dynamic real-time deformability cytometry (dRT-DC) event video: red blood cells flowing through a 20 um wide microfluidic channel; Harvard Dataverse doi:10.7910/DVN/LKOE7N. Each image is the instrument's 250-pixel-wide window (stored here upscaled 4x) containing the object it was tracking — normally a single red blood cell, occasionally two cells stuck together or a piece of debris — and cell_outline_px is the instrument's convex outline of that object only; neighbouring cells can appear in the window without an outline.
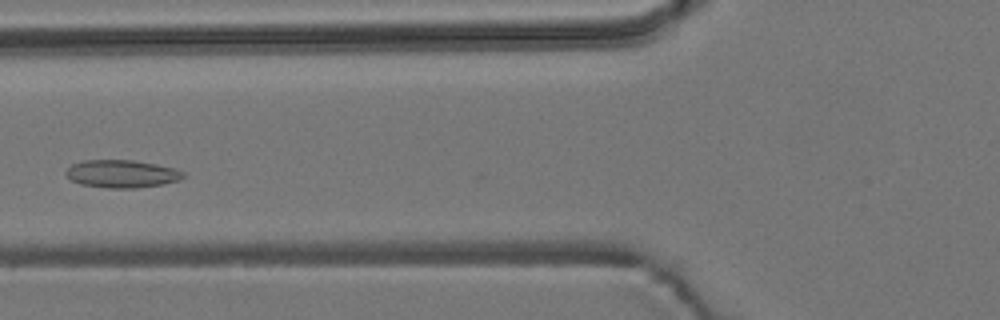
{"species": "common noctule bat (a hibernating species)", "species_latin": "Nyctalus noctula", "temperature_condition": "room temperature", "stored_images_in_passage": 7, "camera_frame_rate_fps": 3000, "um_per_image_px": 0.085, "animal": {"sex": "male", "body_mass_g": 19.2, "forearm_length_mm": 51.8}, "frame": {"image": 1, "passage_image": 5, "time_ms": 1.333, "image_size_px": [1000, 320], "cell_outline_px": [[184, 176], [180, 180], [164, 184], [136, 188], [108, 188], [80, 184], [72, 180], [64, 172], [72, 164], [84, 160], [132, 160], [156, 164], [176, 168], [184, 172]], "centroid_in_image_um": [10.38, 14.77], "position_along_channel_um": 115.4, "area_um2": 19.02}}
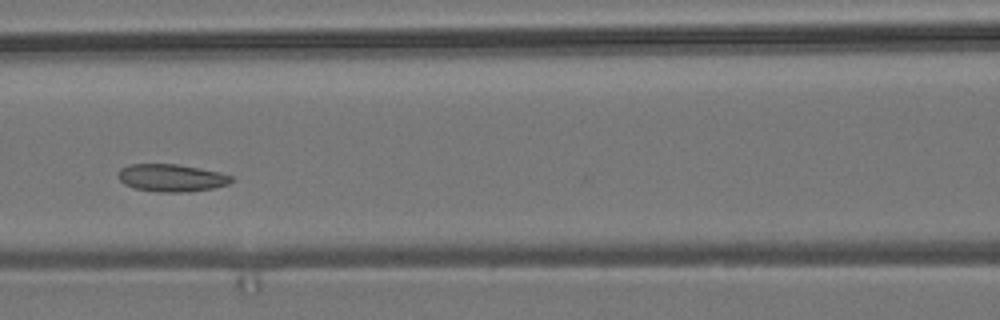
{"frame": {"image": 2, "passage_image": 6, "time_ms": 1.667, "image_size_px": [1000, 320], "cell_outline_px": [[232, 180], [228, 184], [212, 188], [188, 192], [160, 192], [136, 188], [124, 184], [116, 176], [120, 168], [128, 164], [176, 164], [220, 172], [232, 176]], "centroid_in_image_um": [14.54, 15.11], "position_along_channel_um": 152.1, "area_um2": 18.09}}
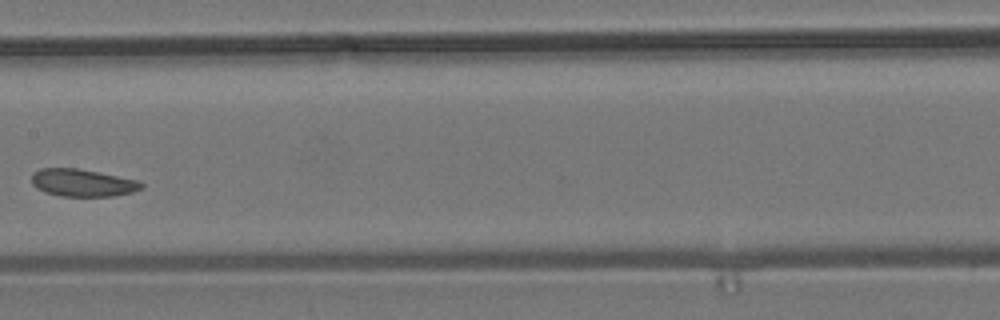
{"frame": {"image": 3, "passage_image": 7, "time_ms": 2.0, "image_size_px": [1000, 320], "cell_outline_px": [[144, 188], [132, 192], [112, 196], [60, 196], [44, 192], [36, 188], [32, 184], [32, 172], [40, 168], [76, 168], [136, 180], [144, 184]], "centroid_in_image_um": [6.97, 15.54], "position_along_channel_um": 200.4, "area_um2": 17.46}}